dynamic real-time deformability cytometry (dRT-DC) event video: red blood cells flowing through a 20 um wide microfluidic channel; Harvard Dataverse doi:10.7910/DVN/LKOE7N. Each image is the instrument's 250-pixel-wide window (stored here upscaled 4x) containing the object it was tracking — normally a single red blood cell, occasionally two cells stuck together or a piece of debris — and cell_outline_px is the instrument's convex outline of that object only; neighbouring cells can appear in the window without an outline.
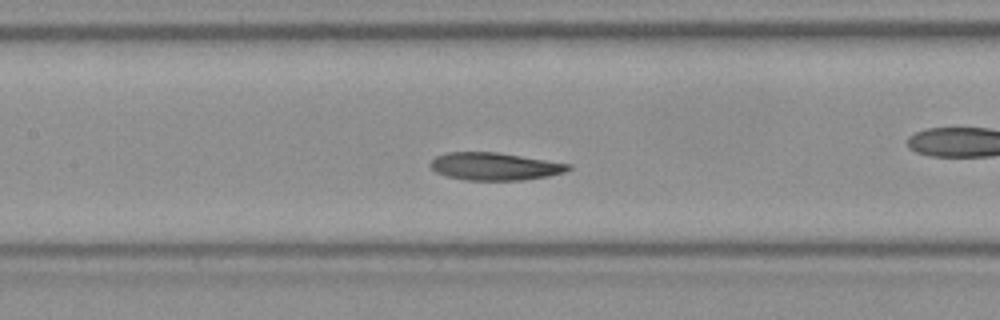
{"species": "Egyptian fruit bat (a non-hibernating species)", "species_latin": "Rousettus aegyptiacus", "temperature_condition": "room temperature", "stored_images_in_passage": 52, "camera_frame_rate_fps": 3000, "um_per_image_px": 0.085, "frame": {"image": 1, "passage_image": 23, "time_ms": 7.333, "image_size_px": [1000, 320], "cell_outline_px": [[572, 168], [564, 172], [548, 176], [524, 180], [468, 180], [448, 176], [436, 172], [428, 164], [436, 156], [448, 152], [496, 152], [572, 164]], "centroid_in_image_um": [42.06, 14.14], "position_along_channel_um": 165.3, "area_um2": 22.08}, "authors_computed_cell_mechanics": {"area_um2": 22.5998, "velocity_mm_per_s": 3.8094, "shape_relaxation_time_tau1_ms": 3.6346, "shape_relaxation_time_tau2_ms": 3.2974, "deformation_change_tau1": 0.1519, "deformation_change_tau2": 0.0978}}